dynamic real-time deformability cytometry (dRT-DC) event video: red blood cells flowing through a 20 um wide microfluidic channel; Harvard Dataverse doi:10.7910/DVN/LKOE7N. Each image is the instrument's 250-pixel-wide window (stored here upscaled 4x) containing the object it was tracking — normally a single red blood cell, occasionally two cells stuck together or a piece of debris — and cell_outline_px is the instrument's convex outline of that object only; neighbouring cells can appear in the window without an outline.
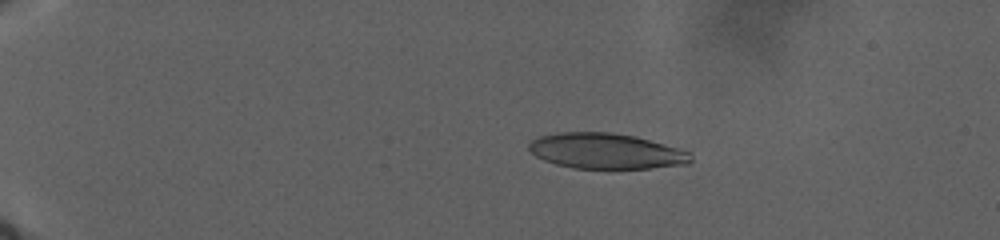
{"species": "human", "species_latin": "Homo sapiens", "temperature_condition": "warm", "stored_images_in_passage": 18, "camera_frame_rate_fps": 3000, "um_per_image_px": 0.085, "donor": {"sex": "male"}, "frame": {"image": 1, "passage_image": 9, "time_ms": 8.333, "image_size_px": [1000, 240], "cell_outline_px": [[692, 160], [688, 164], [648, 168], [572, 168], [556, 164], [544, 160], [536, 156], [528, 148], [528, 144], [532, 140], [540, 136], [556, 132], [608, 132], [636, 136], [680, 148], [692, 152]], "centroid_in_image_um": [51.54, 12.83], "position_along_channel_um": 33.5, "area_um2": 33.64}}
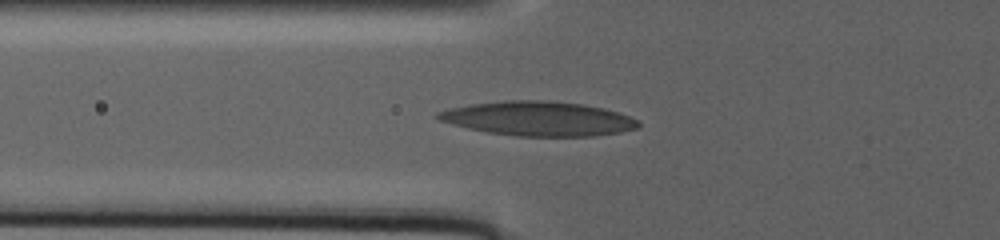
{"frame": {"image": 2, "passage_image": 17, "time_ms": 16.333, "image_size_px": [1000, 240], "cell_outline_px": [[640, 124], [636, 128], [620, 132], [592, 136], [516, 136], [484, 132], [452, 124], [440, 120], [436, 116], [436, 112], [448, 108], [468, 104], [504, 100], [544, 100], [584, 104], [604, 108], [640, 120]], "centroid_in_image_um": [45.72, 10.08], "position_along_channel_um": 80.1, "area_um2": 40.29}}